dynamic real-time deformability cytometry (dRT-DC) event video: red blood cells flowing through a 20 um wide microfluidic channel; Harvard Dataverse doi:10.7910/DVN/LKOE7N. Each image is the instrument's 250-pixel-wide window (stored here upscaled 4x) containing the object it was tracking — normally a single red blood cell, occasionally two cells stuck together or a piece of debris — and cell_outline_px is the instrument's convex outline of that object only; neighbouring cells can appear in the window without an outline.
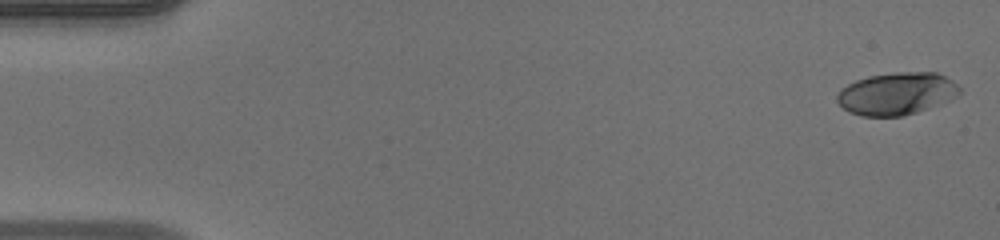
{"species": "human", "species_latin": "Homo sapiens", "temperature_condition": "warm", "stored_images_in_passage": 49, "camera_frame_rate_fps": 3000, "um_per_image_px": 0.085, "donor": {"sex": "male"}, "frame": {"image": 1, "passage_image": 1, "time_ms": 0.0, "image_size_px": [1000, 240], "cell_outline_px": [[960, 92], [952, 96], [916, 112], [904, 116], [860, 116], [848, 112], [836, 100], [836, 96], [840, 88], [856, 80], [868, 76], [896, 72], [936, 72], [952, 80], [960, 88]], "centroid_in_image_um": [76.12, 7.95], "position_along_channel_um": 8.9, "area_um2": 29.77}}
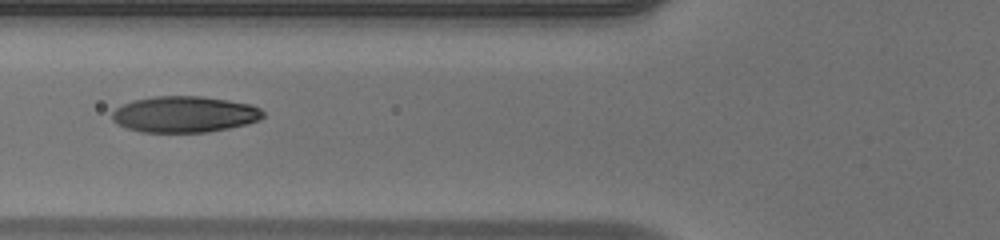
{"frame": {"image": 2, "passage_image": 19, "time_ms": 6.0, "image_size_px": [1000, 240], "cell_outline_px": [[264, 116], [260, 120], [248, 124], [208, 132], [140, 132], [116, 124], [112, 120], [112, 112], [116, 108], [132, 100], [156, 96], [200, 96], [228, 100], [252, 104], [260, 108], [264, 112]], "centroid_in_image_um": [15.7, 9.71], "position_along_channel_um": 110.1, "area_um2": 32.02}}
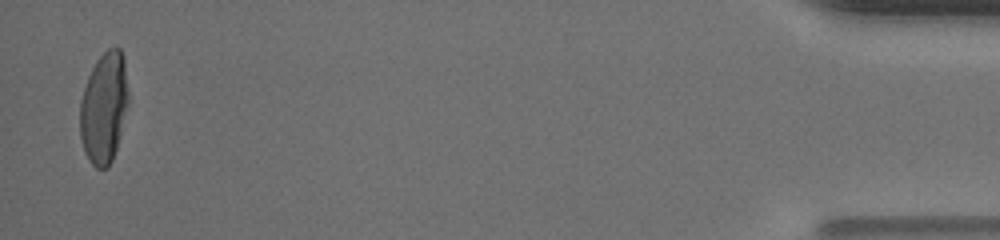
{"frame": {"image": 3, "passage_image": 48, "time_ms": 15.667, "image_size_px": [1000, 240], "cell_outline_px": [[128, 104], [116, 148], [112, 160], [108, 168], [96, 168], [92, 164], [84, 152], [80, 136], [80, 100], [88, 76], [96, 60], [108, 48], [120, 48], [124, 56], [128, 92]], "centroid_in_image_um": [8.83, 9.14], "position_along_channel_um": 426.4, "area_um2": 31.27}, "authors_computed_cell_mechanics": {"area_um2": 31.6744, "velocity_mm_per_s": 4.1913, "shape_relaxation_time_tau1_ms": 5.2542, "shape_relaxation_time_tau2_ms": null, "deformation_change_tau1": 0.2781, "deformation_change_tau2": null}}